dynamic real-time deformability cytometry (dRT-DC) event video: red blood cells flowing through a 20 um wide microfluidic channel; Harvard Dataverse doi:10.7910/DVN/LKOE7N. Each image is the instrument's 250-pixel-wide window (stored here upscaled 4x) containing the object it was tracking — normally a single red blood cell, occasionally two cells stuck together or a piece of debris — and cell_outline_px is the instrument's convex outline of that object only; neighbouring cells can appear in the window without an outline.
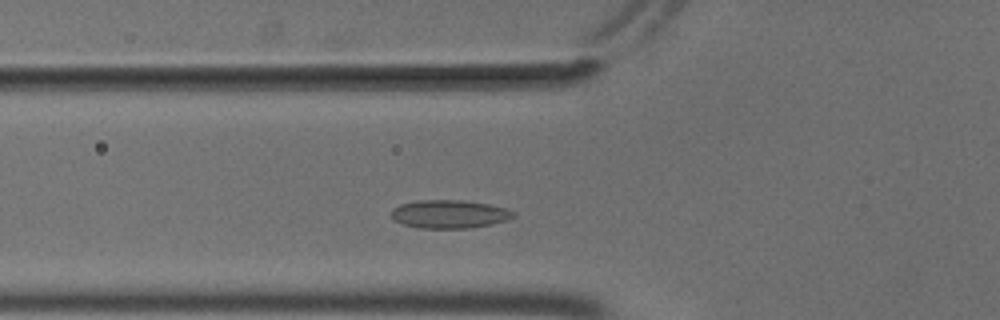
{"species": "common noctule bat (a hibernating species)", "species_latin": "Nyctalus noctula", "temperature_condition": "cold", "stored_images_in_passage": 44, "camera_frame_rate_fps": 3000, "um_per_image_px": 0.085, "animal": {"sex": "male", "body_mass_g": 18.8}, "frame": {"image": 1, "passage_image": 9, "time_ms": 2.667, "image_size_px": [1000, 320], "cell_outline_px": [[516, 216], [508, 220], [492, 224], [472, 228], [420, 228], [404, 224], [392, 220], [392, 208], [400, 204], [420, 200], [464, 200], [488, 204], [508, 208], [516, 212]], "centroid_in_image_um": [38.24, 18.2], "position_along_channel_um": 87.6, "area_um2": 20.35}}
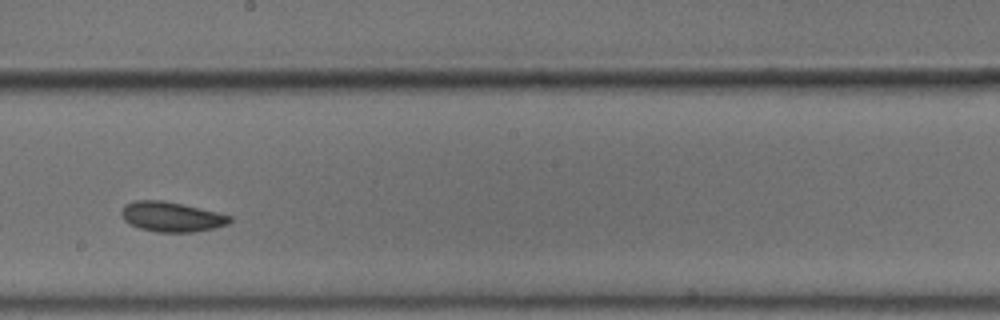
{"frame": {"image": 2, "passage_image": 21, "time_ms": 6.667, "image_size_px": [1000, 320], "cell_outline_px": [[232, 220], [228, 224], [216, 228], [196, 232], [156, 232], [140, 228], [124, 220], [120, 216], [120, 208], [124, 204], [136, 200], [160, 200], [180, 204], [216, 212], [232, 216]], "centroid_in_image_um": [14.55, 18.43], "position_along_channel_um": 233.6, "area_um2": 18.9}}
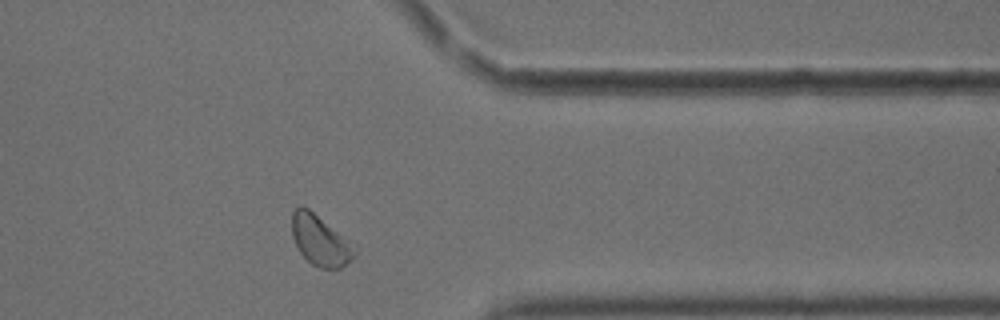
{"frame": {"image": 3, "passage_image": 34, "time_ms": 11.0, "image_size_px": [1000, 320], "cell_outline_px": [[360, 248], [352, 260], [340, 268], [320, 268], [312, 264], [300, 252], [292, 236], [292, 212], [300, 204], [308, 208], [360, 244]], "centroid_in_image_um": [27.33, 20.41], "position_along_channel_um": 384.1, "area_um2": 19.31}, "authors_computed_cell_mechanics": {"area_um2": 19.0451, "velocity_mm_per_s": 3.6396, "shape_relaxation_time_tau1_ms": 3.066, "shape_relaxation_time_tau2_ms": null, "deformation_change_tau1": 0.0518, "deformation_change_tau2": null}}